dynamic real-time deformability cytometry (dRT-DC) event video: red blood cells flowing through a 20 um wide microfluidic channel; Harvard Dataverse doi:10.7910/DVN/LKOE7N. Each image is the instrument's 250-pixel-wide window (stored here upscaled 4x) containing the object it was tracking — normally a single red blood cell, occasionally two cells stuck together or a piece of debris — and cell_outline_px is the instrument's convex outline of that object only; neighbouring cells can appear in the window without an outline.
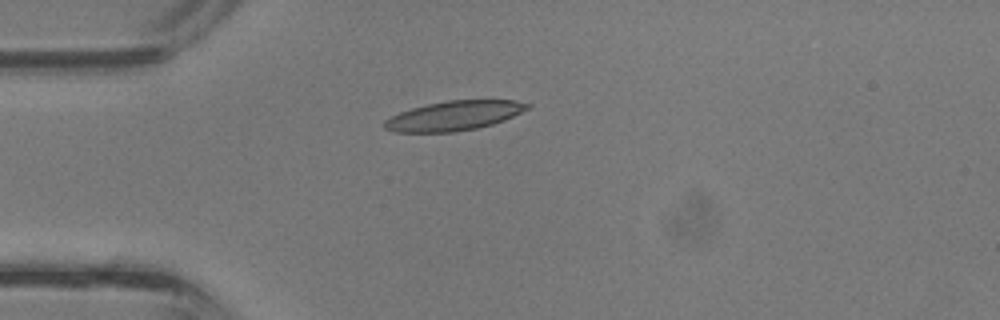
{"species": "common noctule bat (a hibernating species)", "species_latin": "Nyctalus noctula", "temperature_condition": "room temperature", "stored_images_in_passage": 29, "camera_frame_rate_fps": 3000, "um_per_image_px": 0.085, "animal": {"sex": "male", "body_mass_g": 13.3}, "frame": {"image": 1, "passage_image": 1, "time_ms": 0.0, "image_size_px": [1000, 320], "cell_outline_px": [[532, 104], [528, 108], [504, 120], [492, 124], [476, 128], [452, 132], [392, 132], [384, 128], [384, 120], [400, 112], [412, 108], [428, 104], [448, 100], [516, 100]], "centroid_in_image_um": [38.58, 9.83], "position_along_channel_um": 46.4, "area_um2": 24.39}}
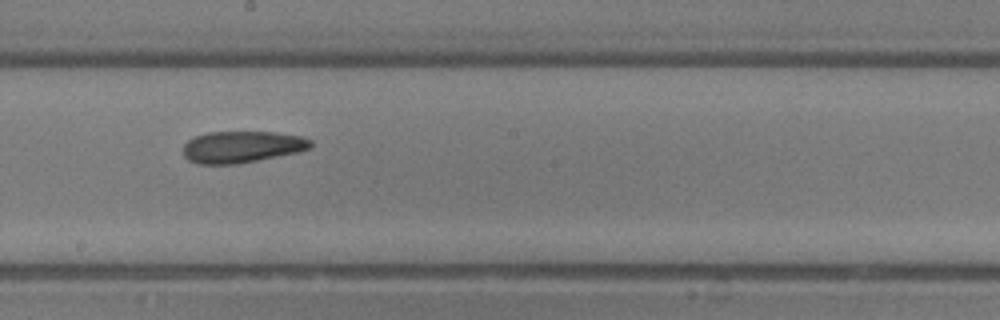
{"frame": {"image": 2, "passage_image": 12, "time_ms": 3.667, "image_size_px": [1000, 320], "cell_outline_px": [[312, 148], [300, 152], [236, 164], [196, 164], [188, 160], [184, 156], [184, 144], [188, 140], [196, 136], [208, 132], [276, 132], [300, 136], [312, 140]], "centroid_in_image_um": [20.58, 12.49], "position_along_channel_um": 227.6, "area_um2": 23.64}}
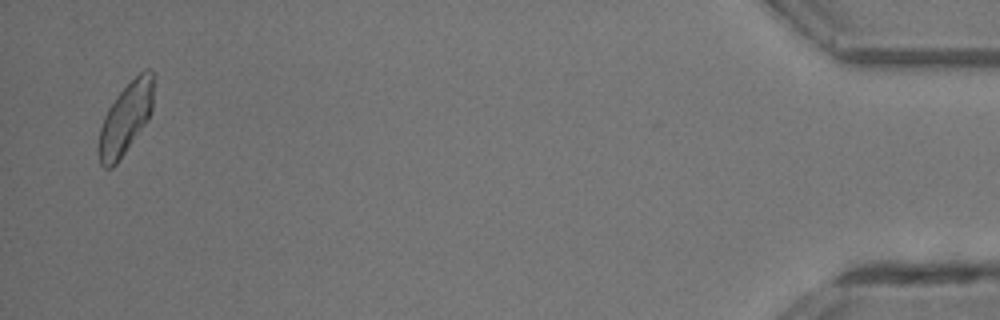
{"frame": {"image": 3, "passage_image": 28, "time_ms": 9.0, "image_size_px": [1000, 320], "cell_outline_px": [[152, 108], [148, 120], [116, 164], [112, 168], [104, 168], [100, 164], [96, 148], [100, 128], [104, 116], [108, 108], [116, 96], [144, 68], [152, 68]], "centroid_in_image_um": [10.64, 10.11], "position_along_channel_um": 424.6, "area_um2": 22.77}}